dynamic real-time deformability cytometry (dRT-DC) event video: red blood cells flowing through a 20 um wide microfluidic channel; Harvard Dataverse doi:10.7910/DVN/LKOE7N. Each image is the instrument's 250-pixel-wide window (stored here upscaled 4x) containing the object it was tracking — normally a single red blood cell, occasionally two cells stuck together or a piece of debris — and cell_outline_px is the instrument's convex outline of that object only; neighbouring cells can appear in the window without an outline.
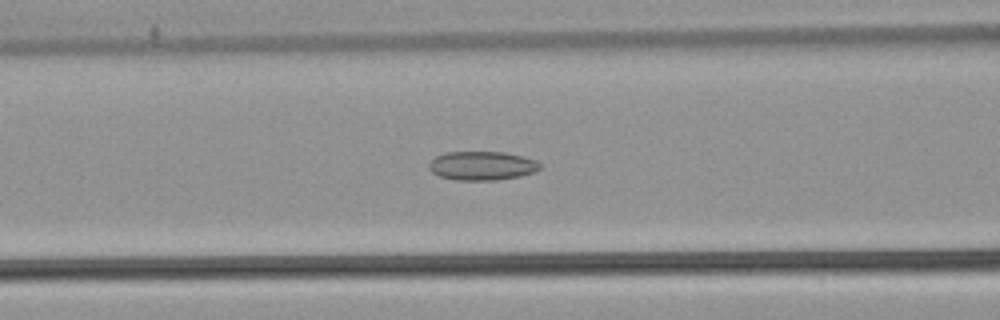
{"species": "common noctule bat (a hibernating species)", "species_latin": "Nyctalus noctula", "temperature_condition": "warm", "stored_images_in_passage": 54, "camera_frame_rate_fps": 3000, "um_per_image_px": 0.085, "animal": {"sex": "male", "body_mass_g": 21.5, "forearm_length_mm": 52.0}, "frame": {"image": 1, "passage_image": 22, "time_ms": 7.0, "image_size_px": [1000, 320], "cell_outline_px": [[544, 164], [536, 172], [520, 176], [496, 180], [456, 180], [440, 176], [432, 172], [428, 168], [428, 164], [436, 156], [444, 152], [504, 152], [536, 160]], "centroid_in_image_um": [40.99, 14.09], "position_along_channel_um": 125.6, "area_um2": 18.79}}
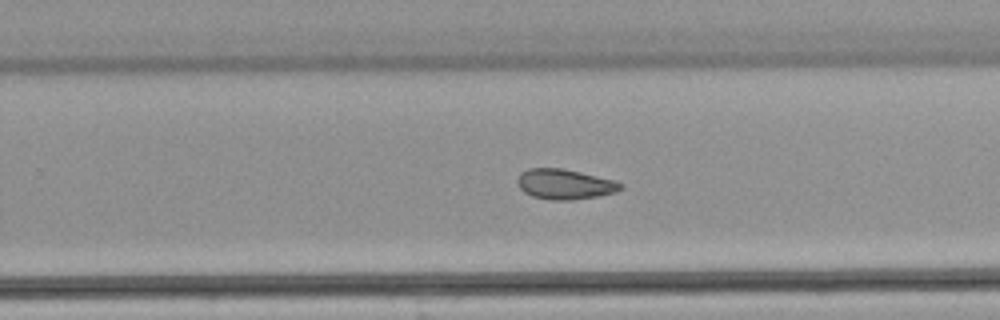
{"frame": {"image": 2, "passage_image": 34, "time_ms": 11.0, "image_size_px": [1000, 320], "cell_outline_px": [[624, 188], [616, 192], [600, 196], [572, 200], [552, 200], [532, 196], [524, 192], [520, 188], [516, 180], [528, 168], [560, 168], [580, 172], [612, 180], [624, 184]], "centroid_in_image_um": [48.03, 15.67], "position_along_channel_um": 281.8, "area_um2": 18.03}}
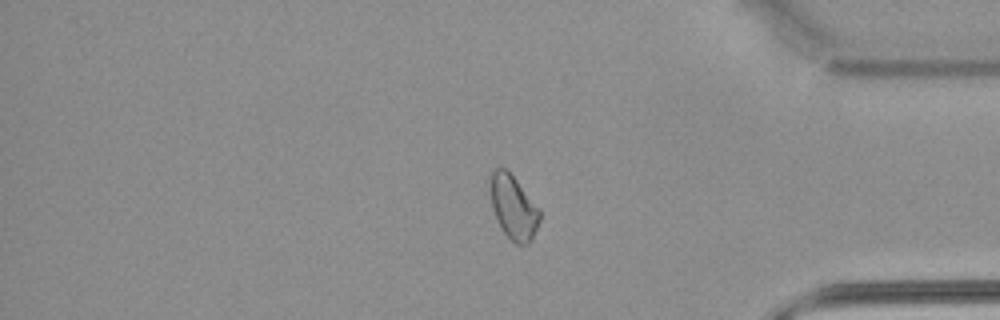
{"frame": {"image": 3, "passage_image": 44, "time_ms": 14.333, "image_size_px": [1000, 320], "cell_outline_px": [[540, 220], [532, 240], [528, 244], [516, 244], [504, 232], [492, 208], [492, 172], [496, 168], [504, 168], [516, 180], [540, 208]], "centroid_in_image_um": [43.7, 17.66], "position_along_channel_um": 391.5, "area_um2": 17.8}, "authors_computed_cell_mechanics": {"area_um2": 19.5364, "velocity_mm_per_s": 3.9144, "shape_relaxation_time_tau1_ms": null, "shape_relaxation_time_tau2_ms": 6.6291, "deformation_change_tau1": null, "deformation_change_tau2": 0.136}}